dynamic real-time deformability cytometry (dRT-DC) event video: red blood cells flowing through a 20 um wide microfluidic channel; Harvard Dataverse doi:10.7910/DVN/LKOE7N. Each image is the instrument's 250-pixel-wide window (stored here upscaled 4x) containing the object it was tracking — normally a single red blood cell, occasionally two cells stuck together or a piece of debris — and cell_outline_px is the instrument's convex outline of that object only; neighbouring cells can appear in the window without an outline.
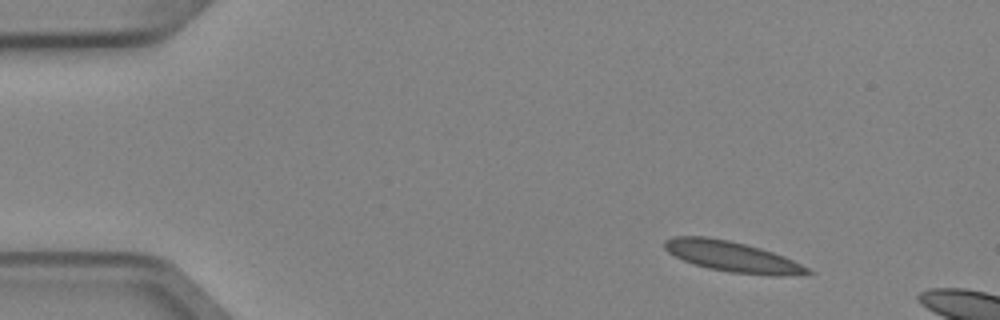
{"species": "Egyptian fruit bat (a non-hibernating species)", "species_latin": "Rousettus aegyptiacus", "temperature_condition": "cold", "stored_images_in_passage": 4, "segment_of_instrument_passage": [2, 2], "camera_frame_rate_fps": 3000, "um_per_image_px": 0.085, "animal": {"sex": "female"}, "frame": {"image": 1, "passage_image": 4, "time_ms": 1.0, "image_size_px": [1000, 320], "cell_outline_px": [[816, 272], [784, 276], [768, 276], [732, 272], [708, 268], [684, 260], [668, 252], [664, 248], [664, 240], [672, 236], [708, 236], [728, 240], [760, 248], [784, 256]], "centroid_in_image_um": [62.23, 21.8], "position_along_channel_um": 22.8, "area_um2": 25.26}}